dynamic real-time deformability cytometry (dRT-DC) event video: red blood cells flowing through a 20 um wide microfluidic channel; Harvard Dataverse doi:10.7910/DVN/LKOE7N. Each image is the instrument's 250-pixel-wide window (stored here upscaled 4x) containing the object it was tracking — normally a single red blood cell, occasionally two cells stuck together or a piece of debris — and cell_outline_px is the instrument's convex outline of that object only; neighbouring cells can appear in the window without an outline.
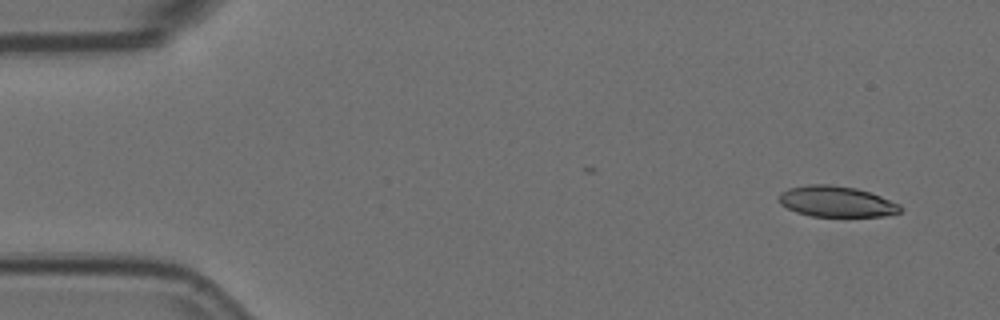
{"species": "Egyptian fruit bat (a non-hibernating species)", "species_latin": "Rousettus aegyptiacus", "temperature_condition": "room temperature", "stored_images_in_passage": 47, "camera_frame_rate_fps": 3000, "um_per_image_px": 0.085, "animal": {"sex": "female"}, "frame": {"image": 1, "passage_image": 1, "time_ms": 0.0, "image_size_px": [1000, 320], "cell_outline_px": [[904, 208], [900, 212], [884, 216], [812, 216], [796, 212], [780, 204], [780, 192], [788, 188], [808, 184], [828, 184], [856, 188], [880, 196], [900, 204]], "centroid_in_image_um": [71.1, 17.13], "position_along_channel_um": 13.9, "area_um2": 21.73}}
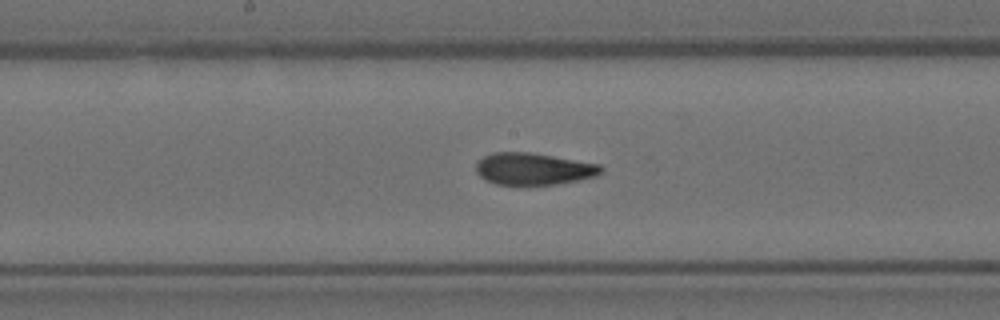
{"frame": {"image": 2, "passage_image": 26, "time_ms": 8.333, "image_size_px": [1000, 320], "cell_outline_px": [[604, 168], [596, 176], [556, 184], [528, 188], [496, 184], [484, 180], [476, 172], [476, 164], [484, 156], [492, 152], [528, 152], [600, 164]], "centroid_in_image_um": [45.3, 14.4], "position_along_channel_um": 202.9, "area_um2": 23.87}}
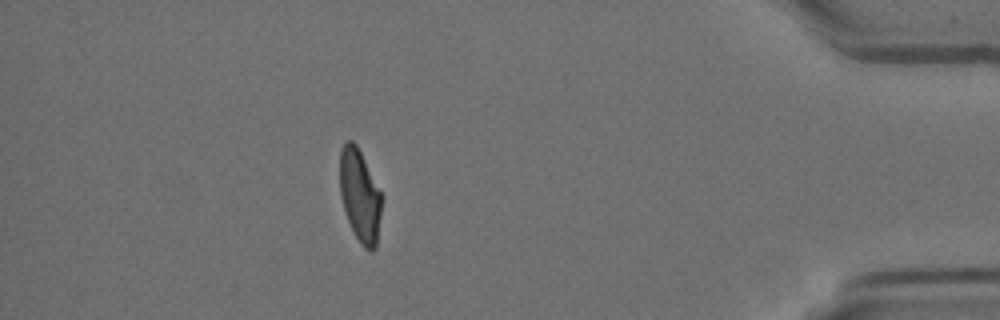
{"frame": {"image": 3, "passage_image": 47, "time_ms": 15.333, "image_size_px": [1000, 320], "cell_outline_px": [[380, 216], [376, 248], [372, 252], [364, 248], [360, 244], [348, 220], [340, 196], [340, 152], [344, 144], [348, 140], [352, 140], [356, 144], [380, 192]], "centroid_in_image_um": [30.57, 16.66], "position_along_channel_um": 404.6, "area_um2": 21.96}, "authors_computed_cell_mechanics": {"area_um2": 23.6402, "velocity_mm_per_s": 3.5963, "shape_relaxation_time_tau1_ms": 6.1655, "shape_relaxation_time_tau2_ms": 1.3634, "deformation_change_tau1": 0.1972, "deformation_change_tau2": 0.069}}